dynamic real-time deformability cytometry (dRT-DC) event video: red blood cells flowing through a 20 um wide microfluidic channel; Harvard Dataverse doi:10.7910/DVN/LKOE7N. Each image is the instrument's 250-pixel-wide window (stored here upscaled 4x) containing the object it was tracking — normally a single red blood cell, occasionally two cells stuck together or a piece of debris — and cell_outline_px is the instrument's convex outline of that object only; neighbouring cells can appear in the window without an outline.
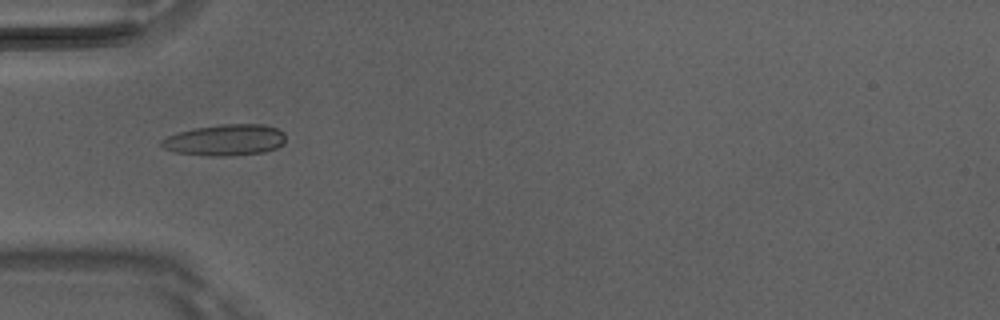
{"species": "Egyptian fruit bat (a non-hibernating species)", "species_latin": "Rousettus aegyptiacus", "temperature_condition": "room temperature", "stored_images_in_passage": 4, "camera_frame_rate_fps": 3000, "um_per_image_px": 0.085, "animal": {"sex": "male"}, "frame": {"image": 1, "passage_image": 4, "time_ms": 1.0, "image_size_px": [1000, 320], "cell_outline_px": [[284, 144], [276, 148], [264, 152], [232, 156], [208, 156], [176, 152], [164, 148], [160, 144], [160, 140], [168, 136], [180, 132], [196, 128], [220, 124], [264, 124], [276, 128], [284, 132]], "centroid_in_image_um": [19.16, 11.9], "position_along_channel_um": 65.8, "area_um2": 22.6}}